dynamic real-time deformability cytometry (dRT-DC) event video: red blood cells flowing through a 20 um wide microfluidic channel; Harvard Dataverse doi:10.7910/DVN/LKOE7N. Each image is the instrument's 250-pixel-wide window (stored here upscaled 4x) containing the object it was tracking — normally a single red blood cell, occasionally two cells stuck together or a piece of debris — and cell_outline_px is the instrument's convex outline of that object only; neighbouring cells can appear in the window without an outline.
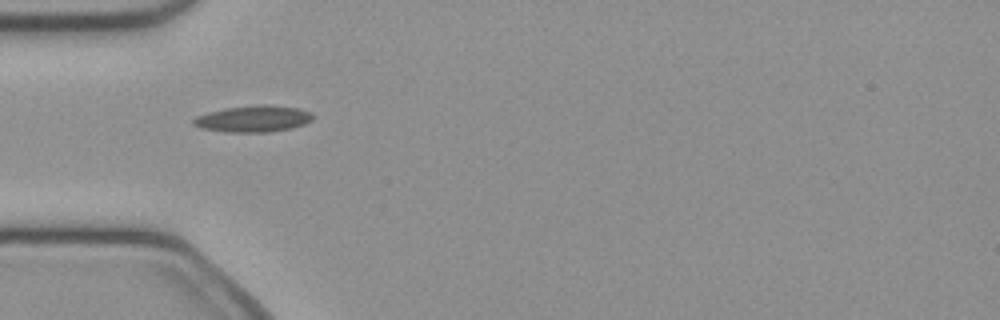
{"species": "common noctule bat (a hibernating species)", "species_latin": "Nyctalus noctula", "temperature_condition": "cold", "stored_images_in_passage": 35, "camera_frame_rate_fps": 3000, "um_per_image_px": 0.085, "animal": {"sex": "female", "body_mass_g": 21.9}, "frame": {"image": 1, "passage_image": 1, "time_ms": 0.0, "image_size_px": [1000, 320], "cell_outline_px": [[312, 120], [304, 124], [292, 128], [268, 132], [224, 132], [200, 128], [192, 124], [192, 120], [196, 116], [208, 112], [224, 108], [264, 104], [268, 104], [300, 108], [312, 112]], "centroid_in_image_um": [21.52, 10.09], "position_along_channel_um": 63.5, "area_um2": 18.61}}
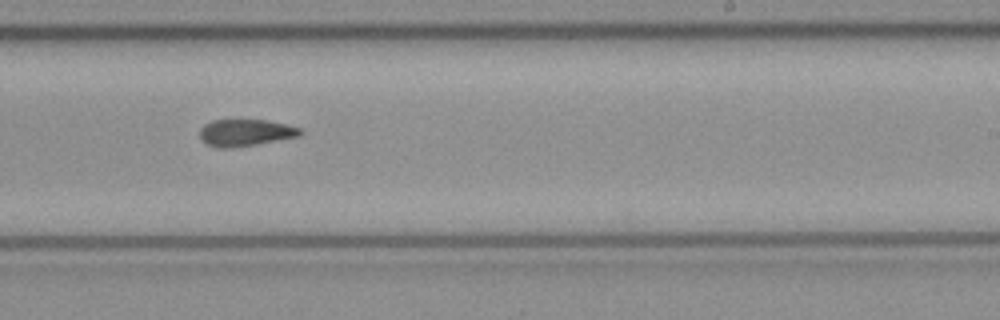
{"frame": {"image": 2, "passage_image": 16, "time_ms": 5.0, "image_size_px": [1000, 320], "cell_outline_px": [[304, 132], [300, 136], [256, 144], [232, 148], [216, 148], [200, 140], [200, 128], [204, 124], [212, 120], [268, 120], [288, 124], [300, 128]], "centroid_in_image_um": [20.86, 11.27], "position_along_channel_um": 268.1, "area_um2": 15.9}}
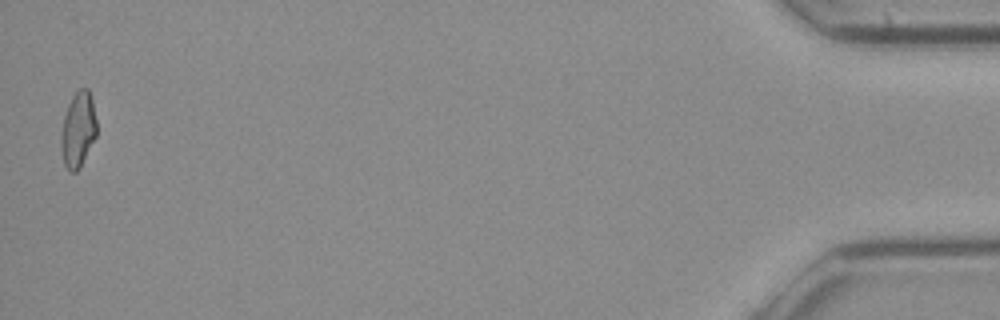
{"frame": {"image": 3, "passage_image": 35, "time_ms": 11.333, "image_size_px": [1000, 320], "cell_outline_px": [[96, 136], [80, 168], [76, 172], [68, 172], [64, 164], [60, 148], [60, 136], [64, 116], [68, 104], [72, 96], [80, 88], [88, 88], [92, 100], [96, 120]], "centroid_in_image_um": [6.62, 11.05], "position_along_channel_um": 428.6, "area_um2": 15.78}, "authors_computed_cell_mechanics": {"area_um2": 16.184, "velocity_mm_per_s": 4.0944, "shape_relaxation_time_tau1_ms": null, "shape_relaxation_time_tau2_ms": 4.9272, "deformation_change_tau1": null, "deformation_change_tau2": 0.1201}}